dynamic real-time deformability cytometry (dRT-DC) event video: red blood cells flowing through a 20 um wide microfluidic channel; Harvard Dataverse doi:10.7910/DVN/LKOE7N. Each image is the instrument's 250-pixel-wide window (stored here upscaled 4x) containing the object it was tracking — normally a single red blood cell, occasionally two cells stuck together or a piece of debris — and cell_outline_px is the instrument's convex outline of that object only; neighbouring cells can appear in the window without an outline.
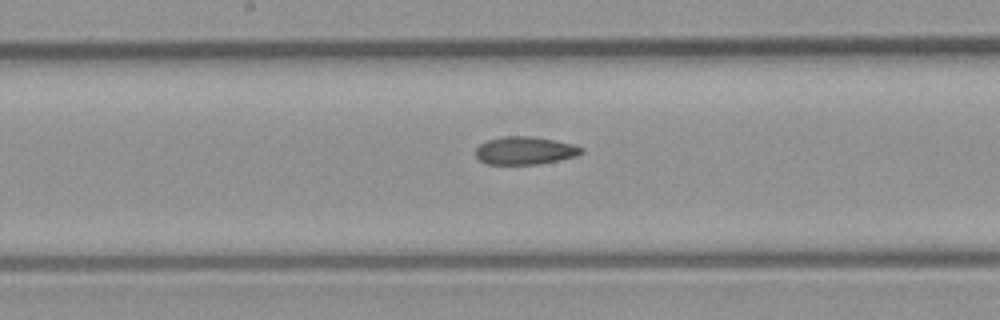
{"species": "common noctule bat (a hibernating species)", "species_latin": "Nyctalus noctula", "temperature_condition": "room temperature", "stored_images_in_passage": 21, "camera_frame_rate_fps": 3000, "um_per_image_px": 0.085, "animal": {"sex": "male", "body_mass_g": 23.1, "forearm_length_mm": 52.7}, "frame": {"image": 1, "passage_image": 10, "time_ms": 3.0, "image_size_px": [1000, 320], "cell_outline_px": [[584, 152], [576, 156], [540, 164], [488, 164], [480, 160], [476, 156], [476, 148], [480, 144], [488, 140], [504, 136], [532, 136], [572, 144], [584, 148]], "centroid_in_image_um": [44.62, 12.8], "position_along_channel_um": 203.6, "area_um2": 17.05}}
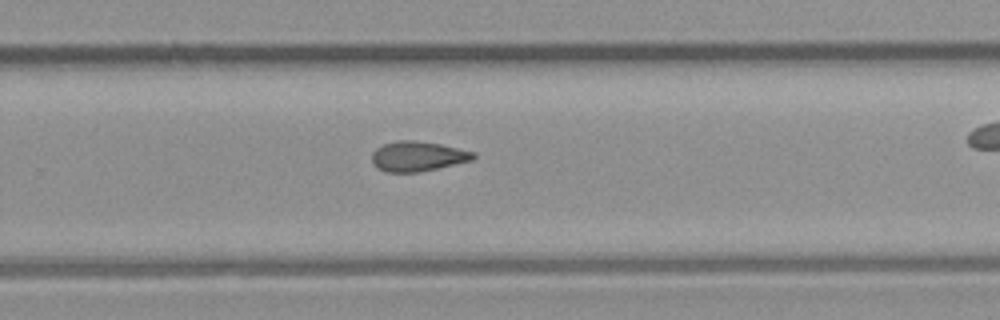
{"frame": {"image": 2, "passage_image": 15, "time_ms": 4.667, "image_size_px": [1000, 320], "cell_outline_px": [[476, 156], [472, 160], [420, 172], [388, 172], [376, 168], [372, 160], [372, 152], [376, 148], [384, 144], [400, 140], [412, 140], [440, 144], [476, 152]], "centroid_in_image_um": [35.5, 13.29], "position_along_channel_um": 294.3, "area_um2": 17.63}}